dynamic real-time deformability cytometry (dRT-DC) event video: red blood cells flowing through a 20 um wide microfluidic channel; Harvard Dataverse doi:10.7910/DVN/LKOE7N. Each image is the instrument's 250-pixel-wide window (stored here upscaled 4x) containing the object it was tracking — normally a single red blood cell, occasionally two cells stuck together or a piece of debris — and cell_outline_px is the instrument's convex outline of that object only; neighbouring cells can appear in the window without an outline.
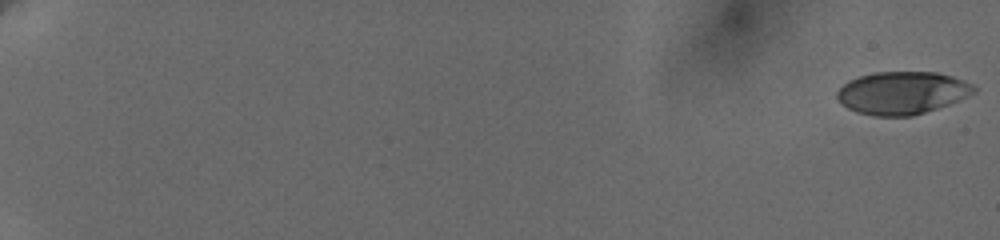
{"species": "human", "species_latin": "Homo sapiens", "temperature_condition": "cold", "stored_images_in_passage": 69, "camera_frame_rate_fps": 3000, "um_per_image_px": 0.085, "donor": {"sex": "female"}, "frame": {"image": 1, "passage_image": 1, "time_ms": 0.0, "image_size_px": [1000, 240], "cell_outline_px": [[976, 92], [968, 96], [948, 104], [912, 116], [876, 116], [856, 112], [848, 108], [836, 96], [836, 92], [848, 80], [860, 76], [876, 72], [936, 72], [952, 76], [976, 84]], "centroid_in_image_um": [76.71, 7.88], "position_along_channel_um": 8.3, "area_um2": 33.93}}
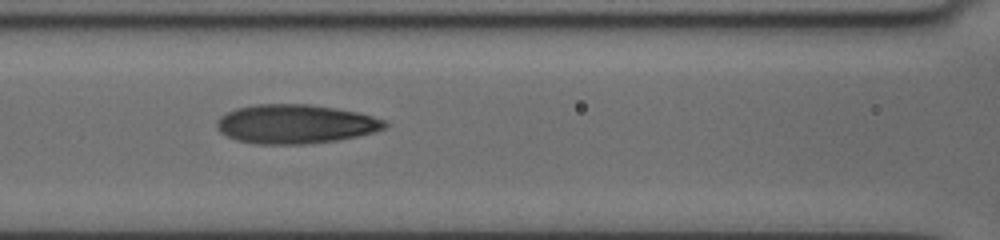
{"frame": {"image": 2, "passage_image": 38, "time_ms": 10.0, "image_size_px": [1000, 240], "cell_outline_px": [[388, 124], [384, 128], [372, 132], [356, 136], [336, 140], [308, 144], [256, 144], [236, 140], [220, 132], [216, 128], [216, 120], [220, 116], [236, 108], [256, 104], [308, 104], [336, 108], [356, 112], [372, 116], [384, 120]], "centroid_in_image_um": [25.06, 10.54], "position_along_channel_um": 141.5, "area_um2": 38.15}}
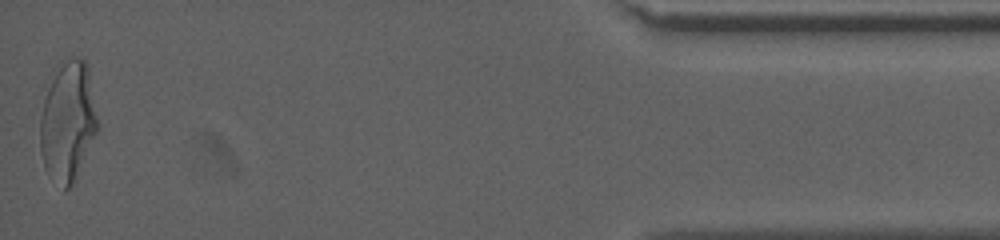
{"frame": {"image": 3, "passage_image": 69, "time_ms": 19.667, "image_size_px": [1000, 240], "cell_outline_px": [[96, 132], [72, 184], [64, 192], [48, 176], [44, 168], [40, 152], [40, 120], [44, 100], [52, 68], [60, 60], [72, 56], [76, 56], [84, 60], [88, 64], [96, 120]], "centroid_in_image_um": [5.7, 10.26], "position_along_channel_um": 429.5, "area_um2": 40.29}, "authors_computed_cell_mechanics": {"area_um2": 36.414, "velocity_mm_per_s": 3.6586, "shape_relaxation_time_tau1_ms": 4.3467, "shape_relaxation_time_tau2_ms": 1.4782, "deformation_change_tau1": 0.201, "deformation_change_tau2": 0.0985}}